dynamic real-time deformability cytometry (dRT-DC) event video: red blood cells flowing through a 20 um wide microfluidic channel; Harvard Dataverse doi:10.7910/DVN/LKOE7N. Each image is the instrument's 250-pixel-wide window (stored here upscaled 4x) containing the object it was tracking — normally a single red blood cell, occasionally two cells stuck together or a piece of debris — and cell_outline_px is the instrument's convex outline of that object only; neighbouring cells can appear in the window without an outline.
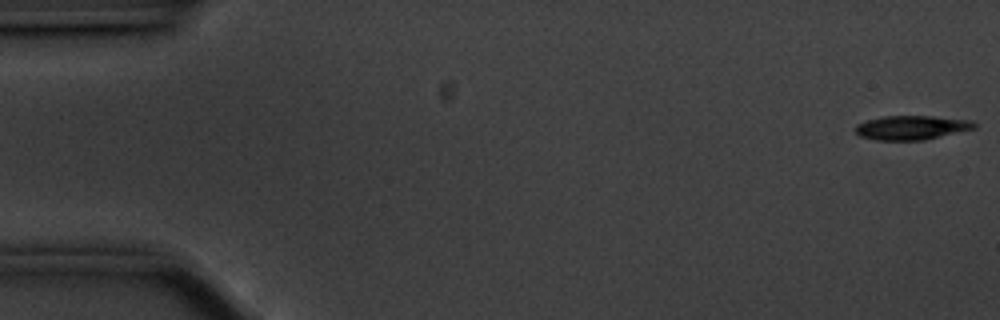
{"species": "common noctule bat (a hibernating species)", "species_latin": "Nyctalus noctula", "temperature_condition": "cold", "stored_images_in_passage": 16, "camera_frame_rate_fps": 3000, "um_per_image_px": 0.085, "animal": {"sex": "male", "body_mass_g": 20.1, "forearm_length_mm": 53.5}, "frame": {"image": 1, "passage_image": 1, "time_ms": 0.0, "image_size_px": [1000, 320], "cell_outline_px": [[976, 128], [924, 140], [876, 140], [860, 136], [856, 132], [856, 124], [868, 120], [884, 116], [932, 116], [972, 120], [976, 124]], "centroid_in_image_um": [77.5, 10.84], "position_along_channel_um": 7.5, "area_um2": 16.65}}
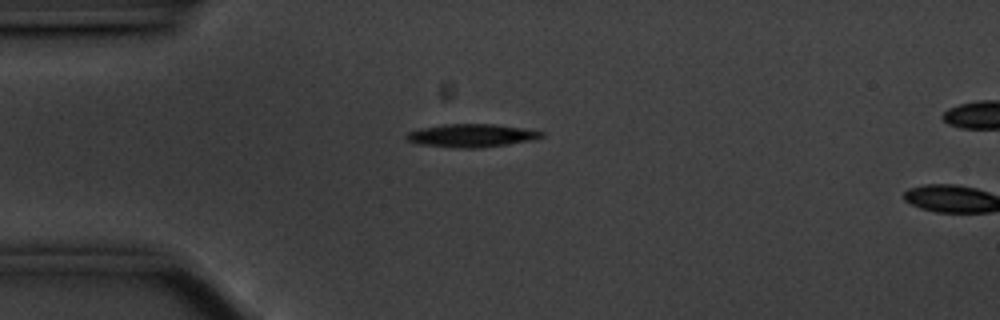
{"frame": {"image": 2, "passage_image": 14, "time_ms": 4.333, "image_size_px": [1000, 320], "cell_outline_px": [[544, 136], [536, 140], [508, 144], [476, 148], [460, 148], [416, 144], [408, 140], [404, 136], [408, 132], [420, 128], [444, 124], [492, 124], [520, 128], [544, 132]], "centroid_in_image_um": [40.06, 11.52], "position_along_channel_um": 44.9, "area_um2": 18.15}}